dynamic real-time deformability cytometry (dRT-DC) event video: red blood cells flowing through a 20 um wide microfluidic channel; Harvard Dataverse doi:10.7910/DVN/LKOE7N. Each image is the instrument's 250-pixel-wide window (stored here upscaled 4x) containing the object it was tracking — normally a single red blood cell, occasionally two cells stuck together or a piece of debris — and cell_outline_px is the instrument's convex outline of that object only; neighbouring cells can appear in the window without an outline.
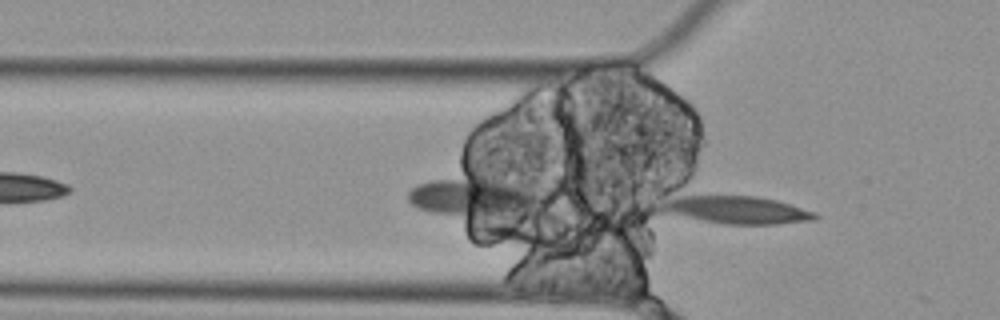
{"species": "Egyptian fruit bat (a non-hibernating species)", "species_latin": "Rousettus aegyptiacus", "temperature_condition": "cold", "stored_images_in_passage": 3, "camera_frame_rate_fps": 3000, "um_per_image_px": 0.085, "animal": {"sex": "female"}, "frame": {"image": 1, "passage_image": 3, "time_ms": 0.667, "image_size_px": [1000, 320], "cell_outline_px": [[820, 216], [816, 220], [776, 224], [724, 224], [664, 212], [660, 208], [676, 184], [756, 196], [776, 200], [816, 212]], "centroid_in_image_um": [62.24, 17.63], "position_along_channel_um": 63.6, "area_um2": 28.38}}